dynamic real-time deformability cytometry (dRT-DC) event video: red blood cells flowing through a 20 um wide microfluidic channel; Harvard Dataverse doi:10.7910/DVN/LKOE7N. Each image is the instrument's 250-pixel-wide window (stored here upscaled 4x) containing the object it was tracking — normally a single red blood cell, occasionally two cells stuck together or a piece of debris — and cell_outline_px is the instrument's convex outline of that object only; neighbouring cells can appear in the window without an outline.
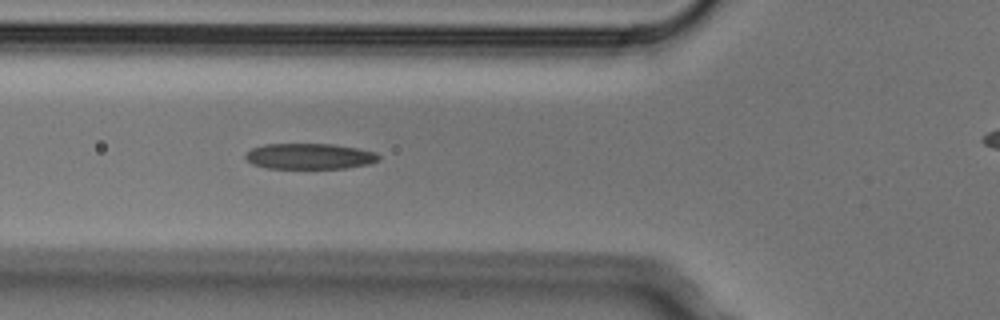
{"species": "Egyptian fruit bat (a non-hibernating species)", "species_latin": "Rousettus aegyptiacus", "temperature_condition": "cold", "stored_images_in_passage": 6, "camera_frame_rate_fps": 3000, "um_per_image_px": 0.085, "animal": {"sex": "male"}, "frame": {"image": 1, "passage_image": 5, "time_ms": 1.333, "image_size_px": [1000, 320], "cell_outline_px": [[380, 160], [368, 164], [348, 168], [268, 168], [252, 164], [244, 156], [252, 148], [264, 144], [332, 144], [356, 148], [376, 152], [380, 156]], "centroid_in_image_um": [26.33, 13.28], "position_along_channel_um": 99.5, "area_um2": 19.94}}